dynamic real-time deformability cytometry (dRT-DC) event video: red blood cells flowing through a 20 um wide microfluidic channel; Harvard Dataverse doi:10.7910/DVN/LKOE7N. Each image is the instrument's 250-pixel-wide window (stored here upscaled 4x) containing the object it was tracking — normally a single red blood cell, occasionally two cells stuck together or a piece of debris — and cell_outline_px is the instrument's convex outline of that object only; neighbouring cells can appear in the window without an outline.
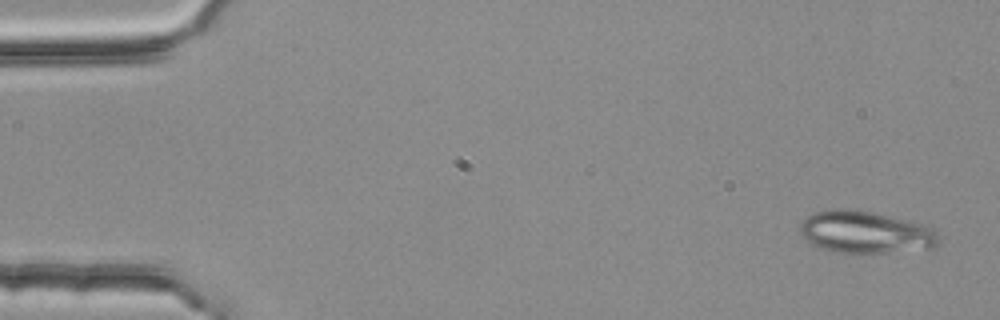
{"species": "common noctule bat (a hibernating species)", "species_latin": "Nyctalus noctula", "temperature_condition": "room temperature", "stored_images_in_passage": 5, "camera_frame_rate_fps": 3000, "um_per_image_px": 0.085, "animal": {"sex": "female", "body_mass_g": 25.1}, "frame": {"image": 1, "passage_image": 1, "time_ms": 0.0, "image_size_px": [1000, 320], "cell_outline_px": [[940, 240], [932, 248], [888, 252], [836, 252], [812, 244], [800, 236], [800, 224], [808, 216], [816, 212], [832, 208], [852, 208], [908, 220], [932, 228], [940, 236]], "centroid_in_image_um": [73.54, 19.72], "position_along_channel_um": 11.5, "area_um2": 33.81}}